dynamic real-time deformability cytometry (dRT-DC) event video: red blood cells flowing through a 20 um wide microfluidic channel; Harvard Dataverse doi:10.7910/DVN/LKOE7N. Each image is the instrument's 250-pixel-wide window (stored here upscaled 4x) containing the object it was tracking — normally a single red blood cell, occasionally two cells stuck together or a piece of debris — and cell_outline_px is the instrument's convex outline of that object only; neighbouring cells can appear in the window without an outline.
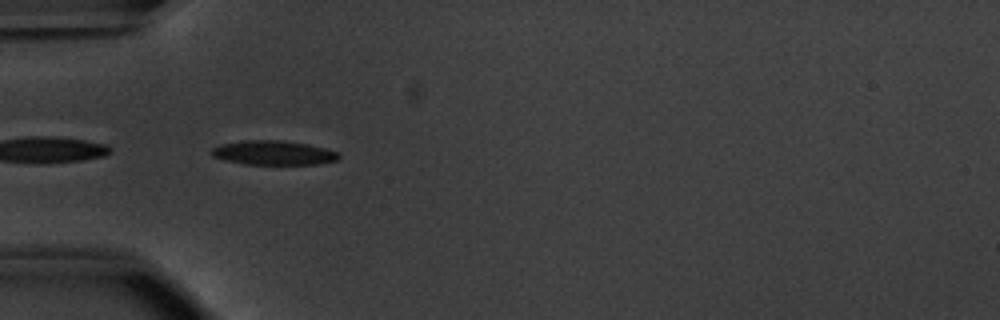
{"species": "common noctule bat (a hibernating species)", "species_latin": "Nyctalus noctula", "temperature_condition": "warm", "stored_images_in_passage": 24, "camera_frame_rate_fps": 3000, "um_per_image_px": 0.085, "animal": {"sex": "male", "body_mass_g": 20.1, "forearm_length_mm": 53.5}, "frame": {"image": 1, "passage_image": 1, "time_ms": 0.0, "image_size_px": [1000, 320], "cell_outline_px": [[340, 156], [336, 160], [316, 164], [244, 164], [212, 156], [212, 148], [220, 144], [240, 140], [284, 140], [308, 144], [340, 152]], "centroid_in_image_um": [23.25, 12.97], "position_along_channel_um": 61.7, "area_um2": 17.98}}
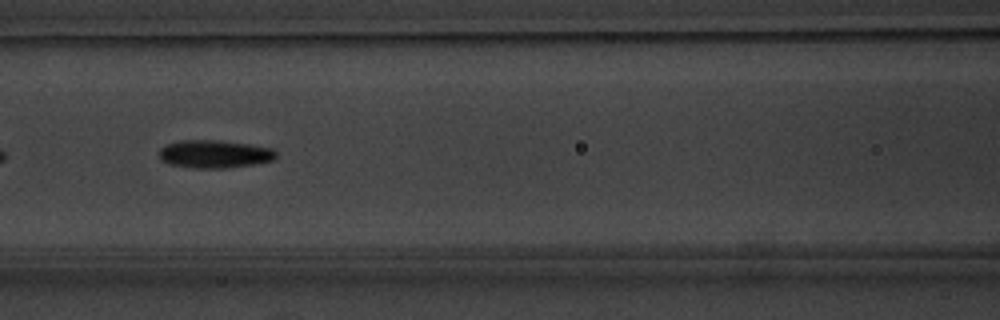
{"frame": {"image": 2, "passage_image": 8, "time_ms": 2.333, "image_size_px": [1000, 320], "cell_outline_px": [[276, 156], [272, 160], [252, 164], [228, 168], [196, 168], [168, 164], [160, 160], [160, 148], [168, 144], [180, 140], [216, 140], [248, 144], [272, 148], [276, 152]], "centroid_in_image_um": [18.2, 13.09], "position_along_channel_um": 148.4, "area_um2": 18.9}}
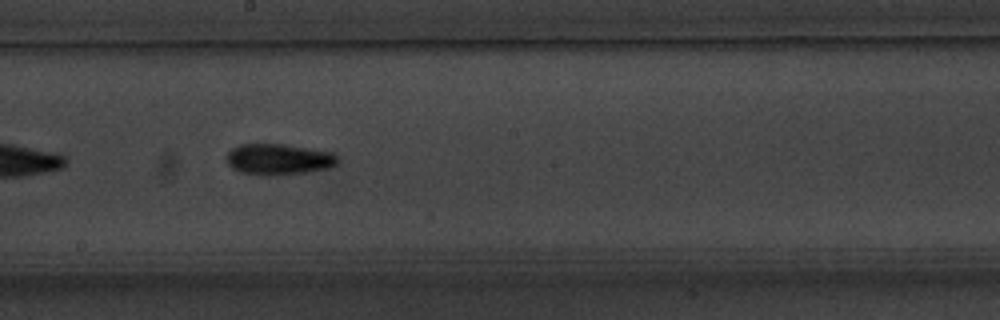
{"frame": {"image": 3, "passage_image": 14, "time_ms": 4.333, "image_size_px": [1000, 320], "cell_outline_px": [[340, 160], [336, 164], [328, 168], [308, 172], [268, 176], [264, 176], [240, 172], [232, 168], [228, 164], [224, 156], [232, 148], [240, 144], [284, 144], [332, 152]], "centroid_in_image_um": [23.65, 13.54], "position_along_channel_um": 224.6, "area_um2": 20.29}}